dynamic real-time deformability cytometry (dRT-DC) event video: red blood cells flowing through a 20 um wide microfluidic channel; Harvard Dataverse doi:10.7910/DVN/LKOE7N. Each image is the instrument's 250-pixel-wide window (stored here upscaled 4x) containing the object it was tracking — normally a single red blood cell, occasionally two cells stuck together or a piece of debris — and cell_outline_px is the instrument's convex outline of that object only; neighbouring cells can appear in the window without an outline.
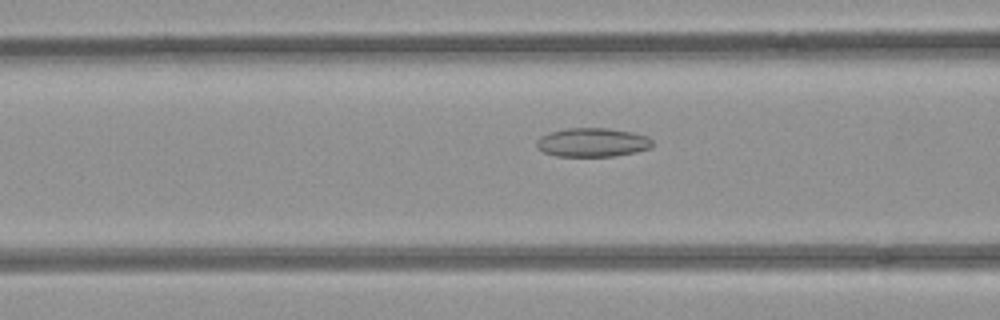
{"species": "common noctule bat (a hibernating species)", "species_latin": "Nyctalus noctula", "temperature_condition": "room temperature", "stored_images_in_passage": 16, "camera_frame_rate_fps": 3000, "um_per_image_px": 0.085, "animal": {"sex": "female", "body_mass_g": 21.9}, "frame": {"image": 1, "passage_image": 14, "time_ms": 4.333, "image_size_px": [1000, 320], "cell_outline_px": [[652, 148], [636, 152], [612, 156], [556, 156], [544, 152], [536, 144], [536, 140], [540, 136], [548, 132], [568, 128], [608, 128], [632, 132], [648, 136], [652, 140]], "centroid_in_image_um": [50.37, 12.1], "position_along_channel_um": 116.2, "area_um2": 19.54}}